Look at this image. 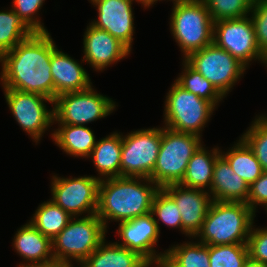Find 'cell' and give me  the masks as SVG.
Segmentation results:
<instances>
[{
	"instance_id": "obj_2",
	"label": "cell",
	"mask_w": 267,
	"mask_h": 267,
	"mask_svg": "<svg viewBox=\"0 0 267 267\" xmlns=\"http://www.w3.org/2000/svg\"><path fill=\"white\" fill-rule=\"evenodd\" d=\"M141 181H146L148 184H141ZM159 189L150 178L101 179L96 214L105 228L107 227L106 220L122 222L148 214L151 212L153 198Z\"/></svg>"
},
{
	"instance_id": "obj_27",
	"label": "cell",
	"mask_w": 267,
	"mask_h": 267,
	"mask_svg": "<svg viewBox=\"0 0 267 267\" xmlns=\"http://www.w3.org/2000/svg\"><path fill=\"white\" fill-rule=\"evenodd\" d=\"M73 217L53 201L42 203L30 223L44 236L53 240Z\"/></svg>"
},
{
	"instance_id": "obj_25",
	"label": "cell",
	"mask_w": 267,
	"mask_h": 267,
	"mask_svg": "<svg viewBox=\"0 0 267 267\" xmlns=\"http://www.w3.org/2000/svg\"><path fill=\"white\" fill-rule=\"evenodd\" d=\"M161 267H210L209 245L185 243L165 252Z\"/></svg>"
},
{
	"instance_id": "obj_24",
	"label": "cell",
	"mask_w": 267,
	"mask_h": 267,
	"mask_svg": "<svg viewBox=\"0 0 267 267\" xmlns=\"http://www.w3.org/2000/svg\"><path fill=\"white\" fill-rule=\"evenodd\" d=\"M220 154L219 148H214L211 154L201 145L189 160L185 176L179 184L201 190L209 186L210 189L215 161Z\"/></svg>"
},
{
	"instance_id": "obj_20",
	"label": "cell",
	"mask_w": 267,
	"mask_h": 267,
	"mask_svg": "<svg viewBox=\"0 0 267 267\" xmlns=\"http://www.w3.org/2000/svg\"><path fill=\"white\" fill-rule=\"evenodd\" d=\"M13 242L17 253L30 261L28 265L54 261L52 240L40 233L30 222L17 231Z\"/></svg>"
},
{
	"instance_id": "obj_10",
	"label": "cell",
	"mask_w": 267,
	"mask_h": 267,
	"mask_svg": "<svg viewBox=\"0 0 267 267\" xmlns=\"http://www.w3.org/2000/svg\"><path fill=\"white\" fill-rule=\"evenodd\" d=\"M161 146V127L141 129L122 137L121 177L150 178Z\"/></svg>"
},
{
	"instance_id": "obj_13",
	"label": "cell",
	"mask_w": 267,
	"mask_h": 267,
	"mask_svg": "<svg viewBox=\"0 0 267 267\" xmlns=\"http://www.w3.org/2000/svg\"><path fill=\"white\" fill-rule=\"evenodd\" d=\"M4 91L6 102L15 120L35 142L40 141L45 130L51 123H54V109L52 111L47 110L44 101L52 104L54 101L37 93L14 89H4Z\"/></svg>"
},
{
	"instance_id": "obj_38",
	"label": "cell",
	"mask_w": 267,
	"mask_h": 267,
	"mask_svg": "<svg viewBox=\"0 0 267 267\" xmlns=\"http://www.w3.org/2000/svg\"><path fill=\"white\" fill-rule=\"evenodd\" d=\"M20 267H73L71 263L68 262H63V261H51L48 263H44V264H22L20 265Z\"/></svg>"
},
{
	"instance_id": "obj_15",
	"label": "cell",
	"mask_w": 267,
	"mask_h": 267,
	"mask_svg": "<svg viewBox=\"0 0 267 267\" xmlns=\"http://www.w3.org/2000/svg\"><path fill=\"white\" fill-rule=\"evenodd\" d=\"M149 7L143 0H136ZM98 8V20L91 24L107 31L123 43L130 51L134 33L133 0H91Z\"/></svg>"
},
{
	"instance_id": "obj_33",
	"label": "cell",
	"mask_w": 267,
	"mask_h": 267,
	"mask_svg": "<svg viewBox=\"0 0 267 267\" xmlns=\"http://www.w3.org/2000/svg\"><path fill=\"white\" fill-rule=\"evenodd\" d=\"M241 139L250 147L263 171H267V120L258 116Z\"/></svg>"
},
{
	"instance_id": "obj_29",
	"label": "cell",
	"mask_w": 267,
	"mask_h": 267,
	"mask_svg": "<svg viewBox=\"0 0 267 267\" xmlns=\"http://www.w3.org/2000/svg\"><path fill=\"white\" fill-rule=\"evenodd\" d=\"M184 72L175 82L190 93L209 101L214 107L222 100L223 96L216 88L199 72L193 69L186 61H183Z\"/></svg>"
},
{
	"instance_id": "obj_16",
	"label": "cell",
	"mask_w": 267,
	"mask_h": 267,
	"mask_svg": "<svg viewBox=\"0 0 267 267\" xmlns=\"http://www.w3.org/2000/svg\"><path fill=\"white\" fill-rule=\"evenodd\" d=\"M162 189L174 200L180 210L182 228L196 237L201 230L212 203L211 195L201 189L187 188L180 184H169Z\"/></svg>"
},
{
	"instance_id": "obj_14",
	"label": "cell",
	"mask_w": 267,
	"mask_h": 267,
	"mask_svg": "<svg viewBox=\"0 0 267 267\" xmlns=\"http://www.w3.org/2000/svg\"><path fill=\"white\" fill-rule=\"evenodd\" d=\"M118 234L122 238L120 246L137 252L150 265L153 262L161 266L165 253L157 254L154 248L159 238V231L152 213L119 223Z\"/></svg>"
},
{
	"instance_id": "obj_34",
	"label": "cell",
	"mask_w": 267,
	"mask_h": 267,
	"mask_svg": "<svg viewBox=\"0 0 267 267\" xmlns=\"http://www.w3.org/2000/svg\"><path fill=\"white\" fill-rule=\"evenodd\" d=\"M45 0H13L12 8L32 32H48L40 20L32 17L41 9ZM35 18V19H34Z\"/></svg>"
},
{
	"instance_id": "obj_26",
	"label": "cell",
	"mask_w": 267,
	"mask_h": 267,
	"mask_svg": "<svg viewBox=\"0 0 267 267\" xmlns=\"http://www.w3.org/2000/svg\"><path fill=\"white\" fill-rule=\"evenodd\" d=\"M224 154L221 152L234 173L244 179L249 186L262 175L261 164L250 147L241 138L229 152Z\"/></svg>"
},
{
	"instance_id": "obj_35",
	"label": "cell",
	"mask_w": 267,
	"mask_h": 267,
	"mask_svg": "<svg viewBox=\"0 0 267 267\" xmlns=\"http://www.w3.org/2000/svg\"><path fill=\"white\" fill-rule=\"evenodd\" d=\"M251 13L259 49L267 57V0H255Z\"/></svg>"
},
{
	"instance_id": "obj_31",
	"label": "cell",
	"mask_w": 267,
	"mask_h": 267,
	"mask_svg": "<svg viewBox=\"0 0 267 267\" xmlns=\"http://www.w3.org/2000/svg\"><path fill=\"white\" fill-rule=\"evenodd\" d=\"M213 22L238 19L250 14L255 0H202Z\"/></svg>"
},
{
	"instance_id": "obj_6",
	"label": "cell",
	"mask_w": 267,
	"mask_h": 267,
	"mask_svg": "<svg viewBox=\"0 0 267 267\" xmlns=\"http://www.w3.org/2000/svg\"><path fill=\"white\" fill-rule=\"evenodd\" d=\"M106 229L97 214L73 217L68 225L52 240L54 260L80 265L105 240Z\"/></svg>"
},
{
	"instance_id": "obj_36",
	"label": "cell",
	"mask_w": 267,
	"mask_h": 267,
	"mask_svg": "<svg viewBox=\"0 0 267 267\" xmlns=\"http://www.w3.org/2000/svg\"><path fill=\"white\" fill-rule=\"evenodd\" d=\"M247 247L251 259L267 263V228L253 229L251 227Z\"/></svg>"
},
{
	"instance_id": "obj_30",
	"label": "cell",
	"mask_w": 267,
	"mask_h": 267,
	"mask_svg": "<svg viewBox=\"0 0 267 267\" xmlns=\"http://www.w3.org/2000/svg\"><path fill=\"white\" fill-rule=\"evenodd\" d=\"M249 257L247 244L210 245V267H243Z\"/></svg>"
},
{
	"instance_id": "obj_19",
	"label": "cell",
	"mask_w": 267,
	"mask_h": 267,
	"mask_svg": "<svg viewBox=\"0 0 267 267\" xmlns=\"http://www.w3.org/2000/svg\"><path fill=\"white\" fill-rule=\"evenodd\" d=\"M209 191L213 201L247 203L249 184L234 173L228 161L220 154L215 161Z\"/></svg>"
},
{
	"instance_id": "obj_3",
	"label": "cell",
	"mask_w": 267,
	"mask_h": 267,
	"mask_svg": "<svg viewBox=\"0 0 267 267\" xmlns=\"http://www.w3.org/2000/svg\"><path fill=\"white\" fill-rule=\"evenodd\" d=\"M254 215L244 202L212 201L196 236L209 246L247 244Z\"/></svg>"
},
{
	"instance_id": "obj_22",
	"label": "cell",
	"mask_w": 267,
	"mask_h": 267,
	"mask_svg": "<svg viewBox=\"0 0 267 267\" xmlns=\"http://www.w3.org/2000/svg\"><path fill=\"white\" fill-rule=\"evenodd\" d=\"M122 136L114 132L97 141L89 156L99 174L106 179L121 177Z\"/></svg>"
},
{
	"instance_id": "obj_40",
	"label": "cell",
	"mask_w": 267,
	"mask_h": 267,
	"mask_svg": "<svg viewBox=\"0 0 267 267\" xmlns=\"http://www.w3.org/2000/svg\"><path fill=\"white\" fill-rule=\"evenodd\" d=\"M156 1H158V0H147V4H148L149 6H151V5L154 4V2H156Z\"/></svg>"
},
{
	"instance_id": "obj_37",
	"label": "cell",
	"mask_w": 267,
	"mask_h": 267,
	"mask_svg": "<svg viewBox=\"0 0 267 267\" xmlns=\"http://www.w3.org/2000/svg\"><path fill=\"white\" fill-rule=\"evenodd\" d=\"M255 213L257 205H265L267 210V171L249 186V195L246 203Z\"/></svg>"
},
{
	"instance_id": "obj_4",
	"label": "cell",
	"mask_w": 267,
	"mask_h": 267,
	"mask_svg": "<svg viewBox=\"0 0 267 267\" xmlns=\"http://www.w3.org/2000/svg\"><path fill=\"white\" fill-rule=\"evenodd\" d=\"M170 29L186 58L213 43V20L202 0H173Z\"/></svg>"
},
{
	"instance_id": "obj_18",
	"label": "cell",
	"mask_w": 267,
	"mask_h": 267,
	"mask_svg": "<svg viewBox=\"0 0 267 267\" xmlns=\"http://www.w3.org/2000/svg\"><path fill=\"white\" fill-rule=\"evenodd\" d=\"M50 66L54 82V100L60 94L83 91L92 86L85 69L58 49L51 54Z\"/></svg>"
},
{
	"instance_id": "obj_9",
	"label": "cell",
	"mask_w": 267,
	"mask_h": 267,
	"mask_svg": "<svg viewBox=\"0 0 267 267\" xmlns=\"http://www.w3.org/2000/svg\"><path fill=\"white\" fill-rule=\"evenodd\" d=\"M115 107L113 100L98 94L91 86L83 91L58 95L54 100V121L58 124L85 125L108 116Z\"/></svg>"
},
{
	"instance_id": "obj_32",
	"label": "cell",
	"mask_w": 267,
	"mask_h": 267,
	"mask_svg": "<svg viewBox=\"0 0 267 267\" xmlns=\"http://www.w3.org/2000/svg\"><path fill=\"white\" fill-rule=\"evenodd\" d=\"M151 213L153 216H158V219L154 217L156 221L158 231L160 233V227L158 225L159 220L170 227L181 228L180 230L186 235L190 236L182 228V219L180 215V210L176 206L174 200L162 189L160 188L152 201Z\"/></svg>"
},
{
	"instance_id": "obj_17",
	"label": "cell",
	"mask_w": 267,
	"mask_h": 267,
	"mask_svg": "<svg viewBox=\"0 0 267 267\" xmlns=\"http://www.w3.org/2000/svg\"><path fill=\"white\" fill-rule=\"evenodd\" d=\"M84 57L95 70H103L110 64L125 58L130 50L107 31L92 24L87 27L84 35Z\"/></svg>"
},
{
	"instance_id": "obj_5",
	"label": "cell",
	"mask_w": 267,
	"mask_h": 267,
	"mask_svg": "<svg viewBox=\"0 0 267 267\" xmlns=\"http://www.w3.org/2000/svg\"><path fill=\"white\" fill-rule=\"evenodd\" d=\"M201 145L199 136L164 126L161 128V146L150 179L159 188L179 184L185 176L189 160Z\"/></svg>"
},
{
	"instance_id": "obj_7",
	"label": "cell",
	"mask_w": 267,
	"mask_h": 267,
	"mask_svg": "<svg viewBox=\"0 0 267 267\" xmlns=\"http://www.w3.org/2000/svg\"><path fill=\"white\" fill-rule=\"evenodd\" d=\"M214 109L209 101L199 98L174 82L166 96L165 126L174 131L201 137L200 132Z\"/></svg>"
},
{
	"instance_id": "obj_1",
	"label": "cell",
	"mask_w": 267,
	"mask_h": 267,
	"mask_svg": "<svg viewBox=\"0 0 267 267\" xmlns=\"http://www.w3.org/2000/svg\"><path fill=\"white\" fill-rule=\"evenodd\" d=\"M57 49L50 33L33 32L0 57L4 89L37 93L54 101L51 54Z\"/></svg>"
},
{
	"instance_id": "obj_8",
	"label": "cell",
	"mask_w": 267,
	"mask_h": 267,
	"mask_svg": "<svg viewBox=\"0 0 267 267\" xmlns=\"http://www.w3.org/2000/svg\"><path fill=\"white\" fill-rule=\"evenodd\" d=\"M184 60L224 97L244 74L246 66L214 43L190 53Z\"/></svg>"
},
{
	"instance_id": "obj_23",
	"label": "cell",
	"mask_w": 267,
	"mask_h": 267,
	"mask_svg": "<svg viewBox=\"0 0 267 267\" xmlns=\"http://www.w3.org/2000/svg\"><path fill=\"white\" fill-rule=\"evenodd\" d=\"M52 137L55 144L75 157L88 158L96 145L93 131L84 125L60 124Z\"/></svg>"
},
{
	"instance_id": "obj_11",
	"label": "cell",
	"mask_w": 267,
	"mask_h": 267,
	"mask_svg": "<svg viewBox=\"0 0 267 267\" xmlns=\"http://www.w3.org/2000/svg\"><path fill=\"white\" fill-rule=\"evenodd\" d=\"M213 43L228 51L246 67L253 59L263 61L267 66V57L259 49L254 24L248 16L214 22Z\"/></svg>"
},
{
	"instance_id": "obj_28",
	"label": "cell",
	"mask_w": 267,
	"mask_h": 267,
	"mask_svg": "<svg viewBox=\"0 0 267 267\" xmlns=\"http://www.w3.org/2000/svg\"><path fill=\"white\" fill-rule=\"evenodd\" d=\"M32 33L13 9L0 11V57Z\"/></svg>"
},
{
	"instance_id": "obj_12",
	"label": "cell",
	"mask_w": 267,
	"mask_h": 267,
	"mask_svg": "<svg viewBox=\"0 0 267 267\" xmlns=\"http://www.w3.org/2000/svg\"><path fill=\"white\" fill-rule=\"evenodd\" d=\"M101 179V177L94 176L79 178L53 176L51 201L72 217L86 212L87 216L96 214Z\"/></svg>"
},
{
	"instance_id": "obj_39",
	"label": "cell",
	"mask_w": 267,
	"mask_h": 267,
	"mask_svg": "<svg viewBox=\"0 0 267 267\" xmlns=\"http://www.w3.org/2000/svg\"><path fill=\"white\" fill-rule=\"evenodd\" d=\"M243 267H267V263L255 261L248 257Z\"/></svg>"
},
{
	"instance_id": "obj_21",
	"label": "cell",
	"mask_w": 267,
	"mask_h": 267,
	"mask_svg": "<svg viewBox=\"0 0 267 267\" xmlns=\"http://www.w3.org/2000/svg\"><path fill=\"white\" fill-rule=\"evenodd\" d=\"M105 240L81 264V267H149L137 252Z\"/></svg>"
}]
</instances>
